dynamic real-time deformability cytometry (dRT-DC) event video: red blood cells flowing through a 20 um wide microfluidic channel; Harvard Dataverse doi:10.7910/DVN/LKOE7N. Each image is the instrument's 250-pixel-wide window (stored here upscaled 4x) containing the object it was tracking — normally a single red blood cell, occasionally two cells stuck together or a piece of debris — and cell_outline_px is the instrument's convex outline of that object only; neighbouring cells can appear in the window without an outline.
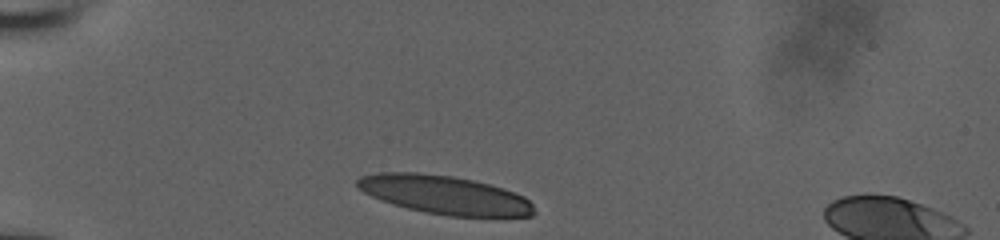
{"species": "human", "species_latin": "Homo sapiens", "temperature_condition": "room temperature", "stored_images_in_passage": 32, "camera_frame_rate_fps": 3000, "um_per_image_px": 0.085, "donor": {"sex": "male"}, "frame": {"image": 1, "passage_image": 1, "time_ms": 0.0, "image_size_px": [1000, 240], "cell_outline_px": [[536, 212], [532, 216], [448, 216], [424, 212], [392, 204], [380, 200], [364, 192], [356, 184], [356, 180], [360, 176], [376, 172], [416, 172], [452, 176], [472, 180], [504, 188], [524, 196], [532, 204]], "centroid_in_image_um": [37.78, 16.56], "position_along_channel_um": 47.2, "area_um2": 39.71}}
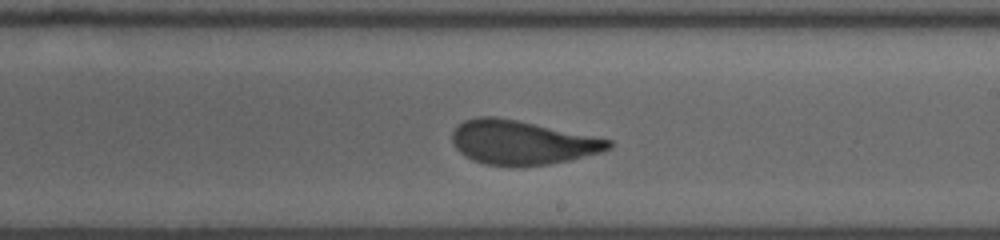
{"frame": {"image": 2, "passage_image": 19, "time_ms": 6.0, "image_size_px": [1000, 240], "cell_outline_px": [[612, 148], [600, 152], [568, 160], [548, 164], [512, 168], [484, 164], [472, 160], [460, 152], [456, 148], [452, 140], [452, 132], [464, 120], [476, 116], [496, 116], [516, 120], [612, 140]], "centroid_in_image_um": [44.32, 12.13], "position_along_channel_um": 244.7, "area_um2": 40.17}}
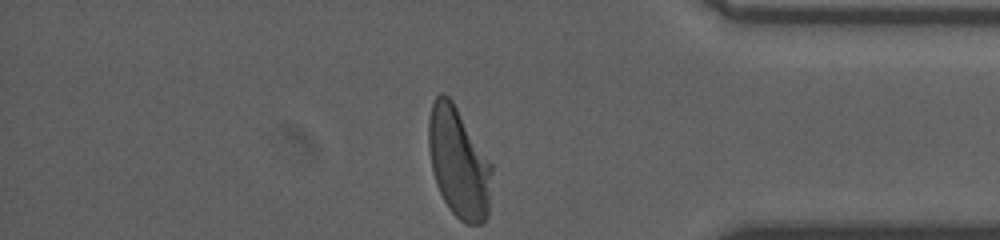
{"frame": {"image": 3, "passage_image": 32, "time_ms": 10.333, "image_size_px": [1000, 240], "cell_outline_px": [[492, 172], [488, 216], [480, 224], [464, 224], [448, 208], [436, 184], [432, 168], [428, 148], [428, 120], [432, 100], [440, 92], [444, 92], [452, 100], [492, 164]], "centroid_in_image_um": [38.97, 13.81], "position_along_channel_um": 396.2, "area_um2": 40.75}, "authors_computed_cell_mechanics": {"area_um2": 40.5467, "velocity_mm_per_s": 3.9101, "shape_relaxation_time_tau1_ms": 5.2997, "shape_relaxation_time_tau2_ms": 0.824, "deformation_change_tau1": 0.1896, "deformation_change_tau2": 0.0841}}